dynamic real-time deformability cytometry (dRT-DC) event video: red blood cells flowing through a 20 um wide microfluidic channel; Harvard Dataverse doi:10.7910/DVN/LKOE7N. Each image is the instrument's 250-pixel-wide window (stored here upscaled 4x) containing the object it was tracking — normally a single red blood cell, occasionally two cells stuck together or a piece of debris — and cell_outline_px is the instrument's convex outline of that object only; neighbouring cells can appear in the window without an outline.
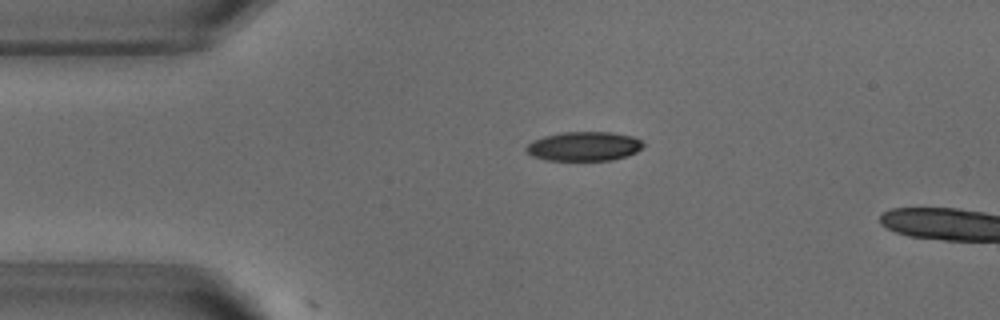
{"species": "common noctule bat (a hibernating species)", "species_latin": "Nyctalus noctula", "temperature_condition": "warm", "stored_images_in_passage": 2, "camera_frame_rate_fps": 3000, "um_per_image_px": 0.085, "animal": {"sex": "male", "body_mass_g": 18.8}, "frame": {"image": 1, "passage_image": 1, "time_ms": 0.0, "image_size_px": [1000, 320], "cell_outline_px": [[644, 144], [636, 152], [628, 156], [612, 160], [544, 160], [532, 156], [524, 148], [532, 140], [544, 136], [564, 132], [608, 132], [632, 136], [640, 140]], "centroid_in_image_um": [49.61, 12.44], "position_along_channel_um": 35.4, "area_um2": 19.88}}